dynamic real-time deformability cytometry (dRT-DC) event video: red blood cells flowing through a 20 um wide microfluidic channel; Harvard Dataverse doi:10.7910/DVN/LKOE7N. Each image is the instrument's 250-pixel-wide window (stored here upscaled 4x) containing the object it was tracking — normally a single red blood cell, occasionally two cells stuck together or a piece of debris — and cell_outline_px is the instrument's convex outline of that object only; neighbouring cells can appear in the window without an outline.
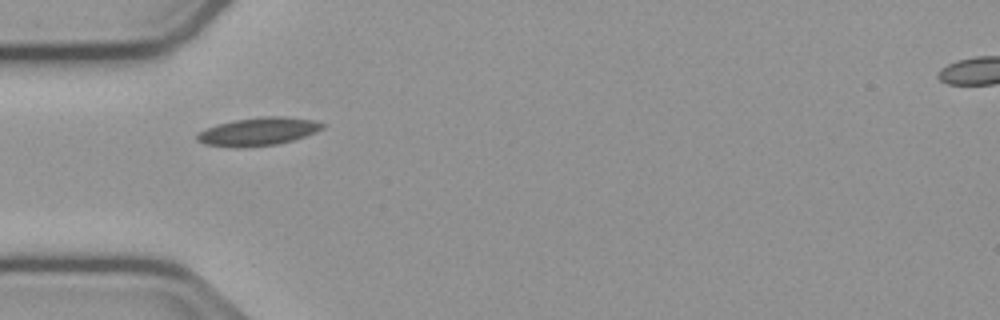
{"species": "common noctule bat (a hibernating species)", "species_latin": "Nyctalus noctula", "temperature_condition": "cold", "stored_images_in_passage": 23, "camera_frame_rate_fps": 3000, "um_per_image_px": 0.085, "animal": {"sex": "male", "body_mass_g": 23.1, "forearm_length_mm": 52.7}, "frame": {"image": 1, "passage_image": 1, "time_ms": 0.0, "image_size_px": [1000, 320], "cell_outline_px": [[328, 124], [324, 128], [316, 132], [292, 140], [276, 144], [240, 148], [236, 148], [204, 144], [196, 140], [196, 132], [216, 124], [236, 120], [260, 116], [288, 116], [316, 120]], "centroid_in_image_um": [21.96, 11.17], "position_along_channel_um": 63.0, "area_um2": 20.87}}
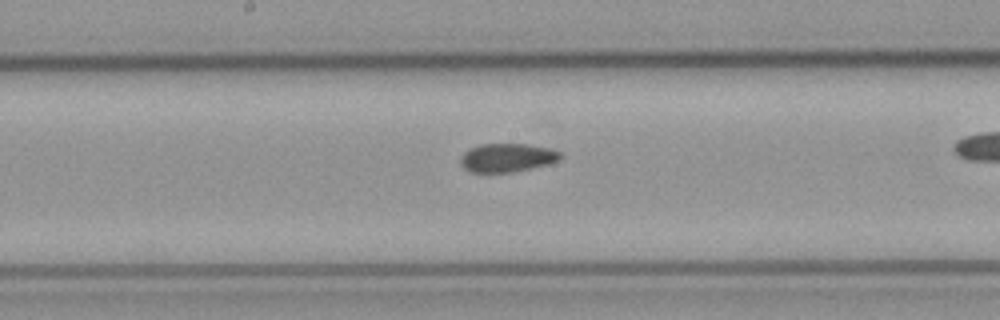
{"frame": {"image": 2, "passage_image": 9, "time_ms": 2.667, "image_size_px": [1000, 320], "cell_outline_px": [[560, 160], [548, 164], [532, 168], [512, 172], [472, 172], [464, 168], [460, 164], [460, 156], [464, 152], [480, 144], [524, 144], [548, 148], [560, 152]], "centroid_in_image_um": [43.08, 13.41], "position_along_channel_um": 205.1, "area_um2": 16.47}}
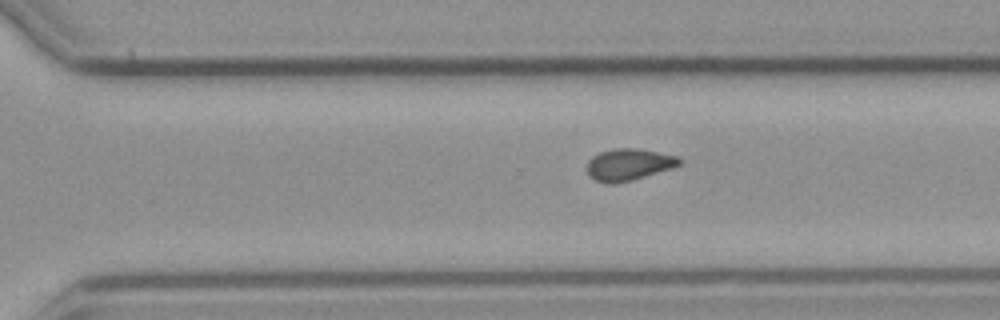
{"frame": {"image": 3, "passage_image": 18, "time_ms": 5.667, "image_size_px": [1000, 320], "cell_outline_px": [[684, 160], [680, 164], [672, 168], [632, 180], [612, 184], [604, 184], [588, 176], [588, 160], [592, 156], [600, 152], [612, 148], [636, 148], [676, 156]], "centroid_in_image_um": [53.42, 13.99], "position_along_channel_um": 317.2, "area_um2": 17.11}}